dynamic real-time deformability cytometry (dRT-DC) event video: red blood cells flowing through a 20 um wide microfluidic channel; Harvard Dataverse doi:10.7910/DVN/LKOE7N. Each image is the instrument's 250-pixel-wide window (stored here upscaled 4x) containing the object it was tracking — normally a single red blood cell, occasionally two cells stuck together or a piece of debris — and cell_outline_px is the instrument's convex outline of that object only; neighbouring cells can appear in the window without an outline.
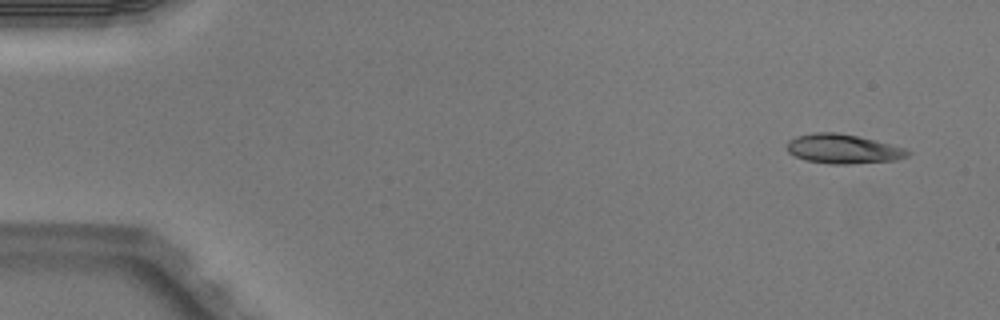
{"species": "Egyptian fruit bat (a non-hibernating species)", "species_latin": "Rousettus aegyptiacus", "temperature_condition": "warm", "stored_images_in_passage": 5, "camera_frame_rate_fps": 3000, "um_per_image_px": 0.085, "animal": {"sex": "male"}, "frame": {"image": 1, "passage_image": 1, "time_ms": 0.0, "image_size_px": [1000, 320], "cell_outline_px": [[912, 152], [908, 156], [896, 160], [848, 164], [828, 164], [804, 160], [788, 152], [788, 140], [796, 136], [816, 132], [836, 132], [876, 140], [904, 148]], "centroid_in_image_um": [71.66, 12.66], "position_along_channel_um": 13.3, "area_um2": 20.63}}
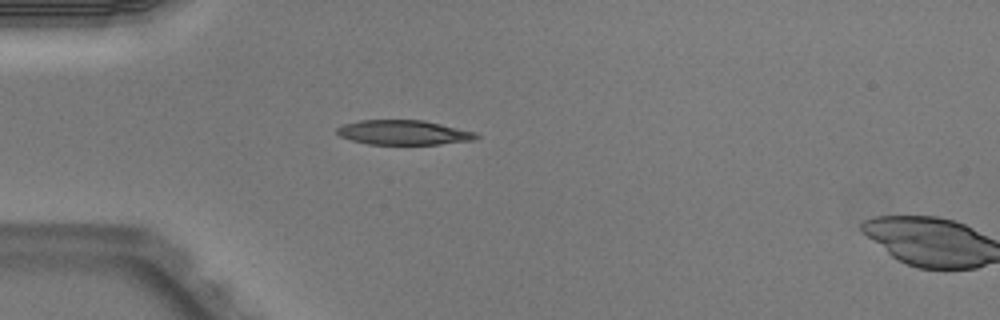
{"frame": {"image": 2, "passage_image": 4, "time_ms": 1.0, "image_size_px": [1000, 320], "cell_outline_px": [[480, 136], [472, 140], [440, 144], [368, 144], [352, 140], [340, 136], [336, 132], [336, 128], [344, 124], [360, 120], [424, 120], [476, 132]], "centroid_in_image_um": [34.3, 11.26], "position_along_channel_um": 50.7, "area_um2": 19.88}}